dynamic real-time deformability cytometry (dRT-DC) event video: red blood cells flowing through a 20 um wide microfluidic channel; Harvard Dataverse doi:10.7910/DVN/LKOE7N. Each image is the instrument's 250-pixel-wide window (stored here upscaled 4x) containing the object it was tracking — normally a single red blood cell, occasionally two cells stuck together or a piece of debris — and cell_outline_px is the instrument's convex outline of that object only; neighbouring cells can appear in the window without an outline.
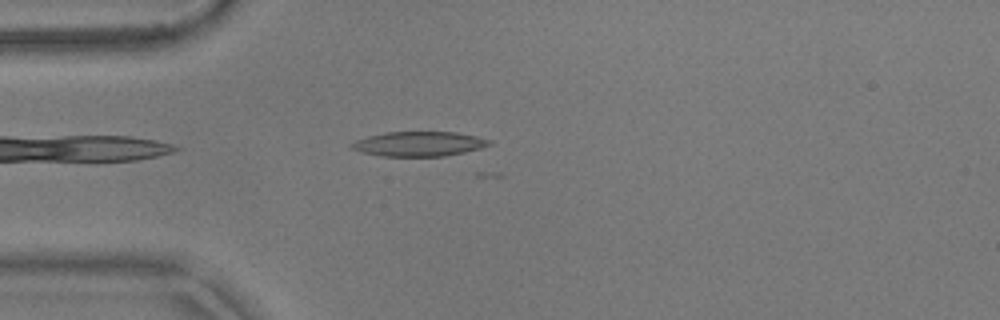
{"species": "common noctule bat (a hibernating species)", "species_latin": "Nyctalus noctula", "temperature_condition": "warm", "stored_images_in_passage": 34, "camera_frame_rate_fps": 3000, "um_per_image_px": 0.085, "animal": {"sex": "male", "body_mass_g": 17.9}, "frame": {"image": 1, "passage_image": 4, "time_ms": 1.0, "image_size_px": [1000, 320], "cell_outline_px": [[492, 144], [480, 148], [464, 152], [444, 156], [380, 156], [360, 152], [352, 148], [348, 144], [356, 140], [368, 136], [388, 132], [456, 132], [476, 136], [492, 140]], "centroid_in_image_um": [35.6, 12.23], "position_along_channel_um": 49.4, "area_um2": 19.83}}
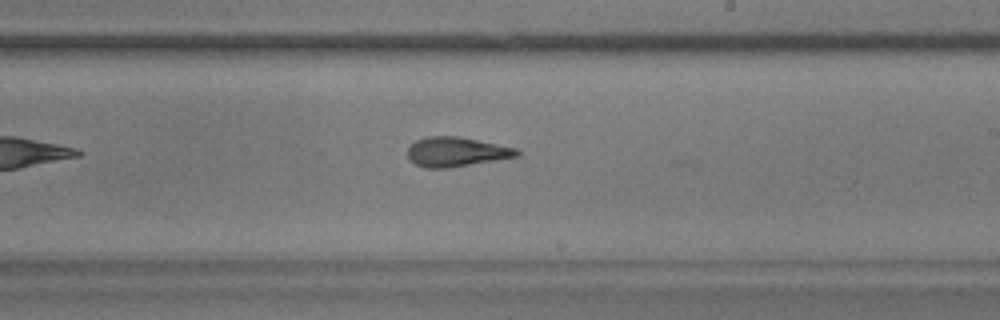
{"frame": {"image": 2, "passage_image": 21, "time_ms": 6.667, "image_size_px": [1000, 320], "cell_outline_px": [[520, 156], [448, 168], [424, 168], [416, 164], [408, 156], [408, 148], [416, 140], [428, 136], [460, 136], [516, 148], [520, 152]], "centroid_in_image_um": [38.8, 12.9], "position_along_channel_um": 250.2, "area_um2": 18.73}}
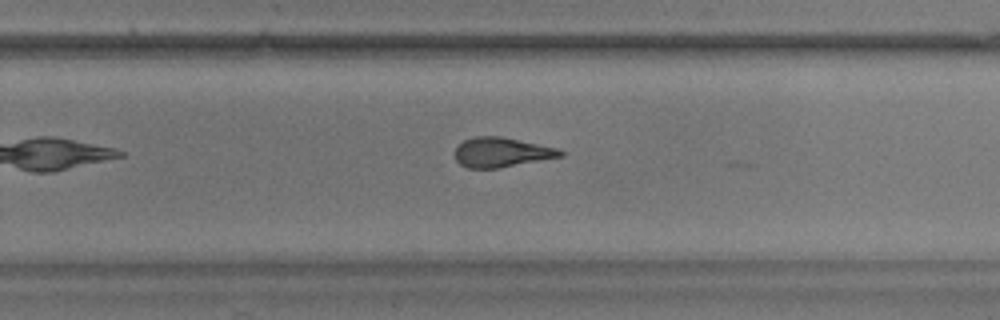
{"frame": {"image": 3, "passage_image": 24, "time_ms": 7.667, "image_size_px": [1000, 320], "cell_outline_px": [[564, 156], [496, 168], [468, 168], [460, 164], [456, 160], [456, 148], [464, 140], [476, 136], [500, 136], [556, 148], [564, 152]], "centroid_in_image_um": [42.62, 12.94], "position_along_channel_um": 287.2, "area_um2": 17.86}, "authors_computed_cell_mechanics": {"area_um2": 19.1029, "velocity_mm_per_s": 3.7086, "shape_relaxation_time_tau1_ms": 9.5536, "shape_relaxation_time_tau2_ms": 2.5952, "deformation_change_tau1": 0.2738, "deformation_change_tau2": 0.1277}}